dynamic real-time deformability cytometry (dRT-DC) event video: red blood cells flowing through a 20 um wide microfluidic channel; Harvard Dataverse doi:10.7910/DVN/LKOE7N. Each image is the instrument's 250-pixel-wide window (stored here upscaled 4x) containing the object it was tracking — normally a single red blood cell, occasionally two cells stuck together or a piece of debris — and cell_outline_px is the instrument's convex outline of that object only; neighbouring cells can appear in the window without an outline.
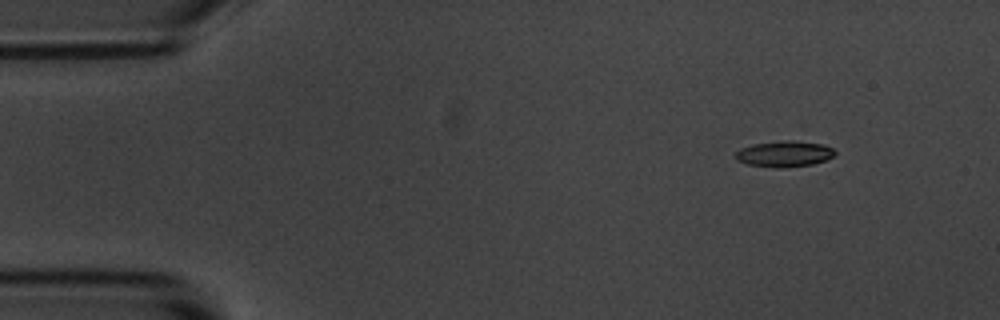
{"species": "common noctule bat (a hibernating species)", "species_latin": "Nyctalus noctula", "temperature_condition": "room temperature", "stored_images_in_passage": 6, "camera_frame_rate_fps": 3000, "um_per_image_px": 0.085, "animal": {"sex": "male", "body_mass_g": 20.1, "forearm_length_mm": 53.5}, "frame": {"image": 1, "passage_image": 6, "time_ms": 1.667, "image_size_px": [1000, 320], "cell_outline_px": [[836, 152], [828, 160], [812, 164], [776, 168], [748, 164], [736, 160], [736, 152], [740, 148], [752, 144], [784, 140], [792, 140], [824, 144], [832, 148]], "centroid_in_image_um": [66.67, 13.07], "position_along_channel_um": 18.3, "area_um2": 15.03}}